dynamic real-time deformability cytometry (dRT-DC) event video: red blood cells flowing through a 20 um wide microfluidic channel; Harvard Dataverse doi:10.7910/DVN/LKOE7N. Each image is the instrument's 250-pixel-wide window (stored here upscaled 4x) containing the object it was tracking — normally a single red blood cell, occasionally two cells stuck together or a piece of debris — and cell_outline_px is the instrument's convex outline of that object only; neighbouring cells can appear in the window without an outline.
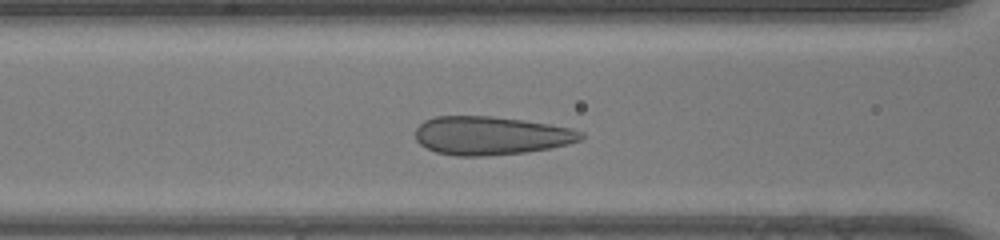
{"species": "human", "species_latin": "Homo sapiens", "temperature_condition": "room temperature", "stored_images_in_passage": 27, "camera_frame_rate_fps": 3000, "um_per_image_px": 0.085, "donor": {"sex": "male"}, "frame": {"image": 1, "passage_image": 6, "time_ms": 1.667, "image_size_px": [1000, 240], "cell_outline_px": [[584, 136], [580, 140], [568, 144], [548, 148], [524, 152], [484, 156], [456, 156], [436, 152], [420, 144], [416, 140], [416, 128], [424, 120], [436, 116], [492, 116], [524, 120], [572, 128], [584, 132]], "centroid_in_image_um": [41.72, 11.52], "position_along_channel_um": 124.9, "area_um2": 37.05}}
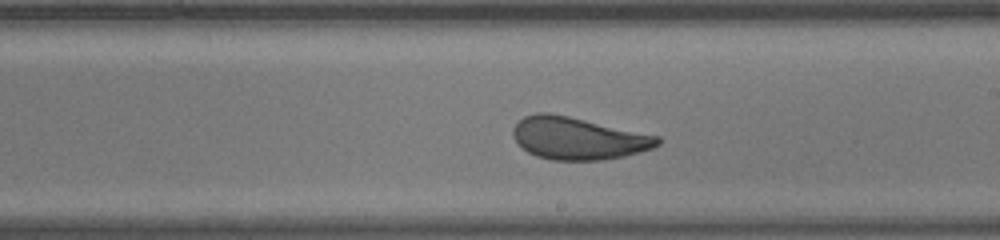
{"frame": {"image": 2, "passage_image": 14, "time_ms": 4.333, "image_size_px": [1000, 240], "cell_outline_px": [[660, 144], [652, 148], [640, 152], [624, 156], [604, 160], [552, 160], [536, 156], [528, 152], [512, 136], [512, 128], [524, 116], [536, 112], [548, 112], [568, 116], [660, 136]], "centroid_in_image_um": [49.14, 11.75], "position_along_channel_um": 239.9, "area_um2": 35.6}}
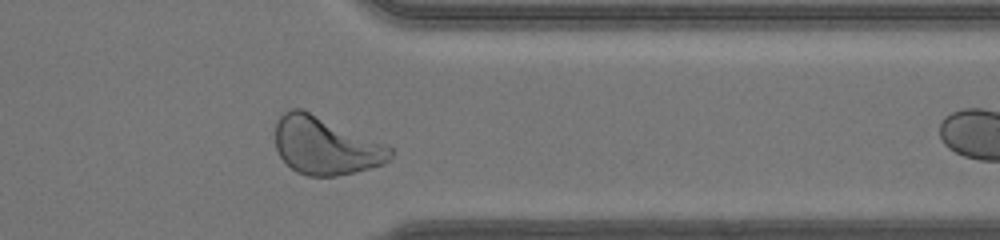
{"frame": {"image": 3, "passage_image": 24, "time_ms": 7.667, "image_size_px": [1000, 240], "cell_outline_px": [[392, 156], [384, 164], [336, 176], [308, 176], [296, 172], [280, 156], [276, 148], [276, 124], [280, 116], [284, 112], [292, 108], [300, 108], [384, 144], [392, 148]], "centroid_in_image_um": [27.64, 12.4], "position_along_channel_um": 383.8, "area_um2": 37.97}}